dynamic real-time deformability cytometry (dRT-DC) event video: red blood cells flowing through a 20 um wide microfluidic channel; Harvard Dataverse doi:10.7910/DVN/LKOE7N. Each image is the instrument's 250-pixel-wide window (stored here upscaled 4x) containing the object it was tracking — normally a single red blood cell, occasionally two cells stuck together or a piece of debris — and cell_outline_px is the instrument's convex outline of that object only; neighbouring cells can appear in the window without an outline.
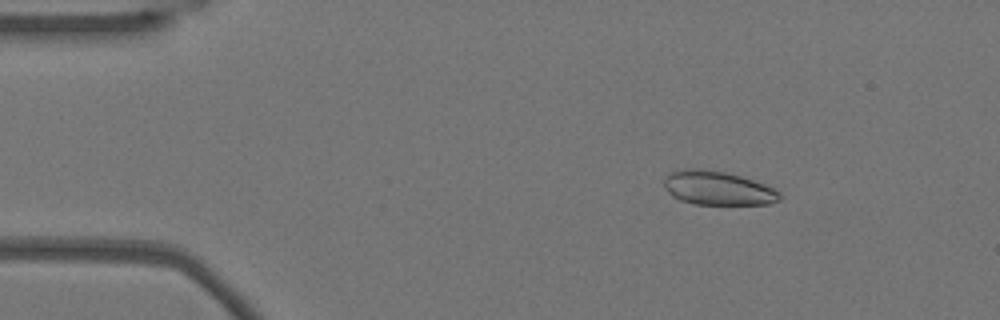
{"species": "Egyptian fruit bat (a non-hibernating species)", "species_latin": "Rousettus aegyptiacus", "temperature_condition": "warm", "stored_images_in_passage": 46, "camera_frame_rate_fps": 3000, "um_per_image_px": 0.085, "animal": {"sex": "female"}, "frame": {"image": 1, "passage_image": 1, "time_ms": 0.0, "image_size_px": [1000, 320], "cell_outline_px": [[784, 196], [780, 200], [768, 204], [696, 204], [680, 200], [672, 196], [668, 192], [664, 184], [664, 176], [672, 172], [684, 168], [700, 168], [724, 172], [740, 176], [764, 184], [780, 192]], "centroid_in_image_um": [61.01, 15.99], "position_along_channel_um": 24.0, "area_um2": 22.83}}
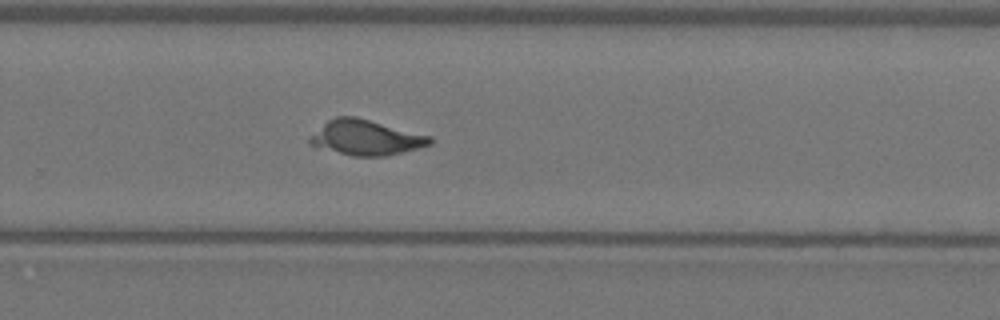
{"frame": {"image": 2, "passage_image": 28, "time_ms": 9.0, "image_size_px": [1000, 320], "cell_outline_px": [[432, 144], [384, 156], [352, 156], [316, 148], [308, 144], [308, 136], [328, 120], [336, 116], [356, 116], [432, 136]], "centroid_in_image_um": [31.03, 11.69], "position_along_channel_um": 298.8, "area_um2": 24.8}}
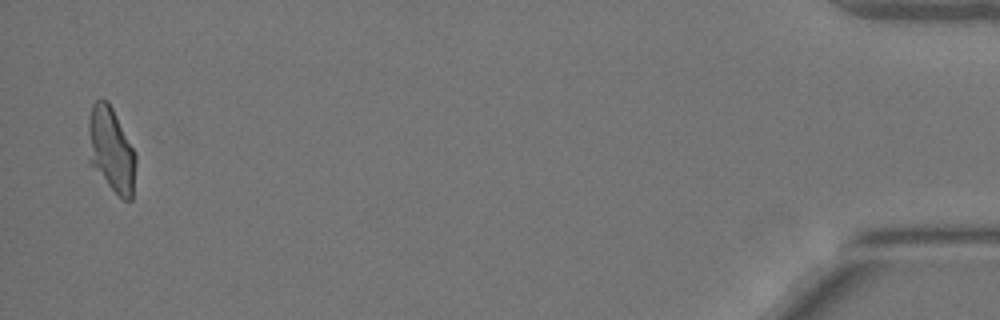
{"frame": {"image": 3, "passage_image": 45, "time_ms": 14.667, "image_size_px": [1000, 320], "cell_outline_px": [[136, 164], [132, 200], [124, 200], [88, 164], [88, 120], [92, 104], [100, 96], [108, 100], [136, 152]], "centroid_in_image_um": [9.43, 12.69], "position_along_channel_um": 425.8, "area_um2": 23.99}, "authors_computed_cell_mechanics": {"area_um2": 23.9292, "velocity_mm_per_s": 3.8158, "shape_relaxation_time_tau1_ms": null, "shape_relaxation_time_tau2_ms": 7.0349, "deformation_change_tau1": null, "deformation_change_tau2": 0.1328}}